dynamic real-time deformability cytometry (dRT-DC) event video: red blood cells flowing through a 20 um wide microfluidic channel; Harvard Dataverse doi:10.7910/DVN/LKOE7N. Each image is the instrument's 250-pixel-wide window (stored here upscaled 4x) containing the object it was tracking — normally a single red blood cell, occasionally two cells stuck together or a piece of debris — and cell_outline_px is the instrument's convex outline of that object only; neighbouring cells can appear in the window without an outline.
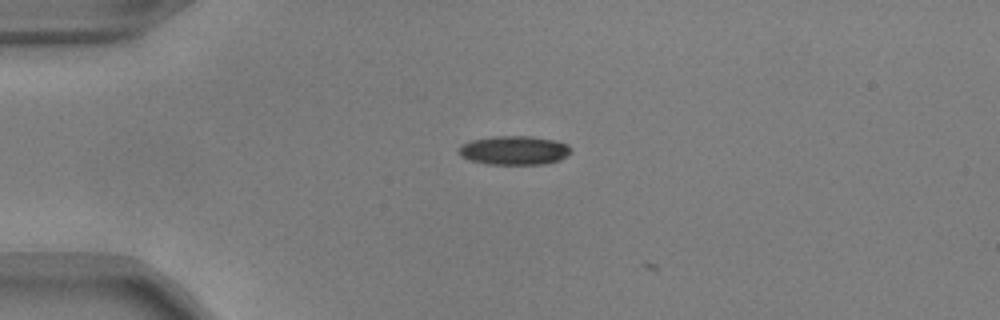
{"species": "common noctule bat (a hibernating species)", "species_latin": "Nyctalus noctula", "temperature_condition": "warm", "stored_images_in_passage": 6, "camera_frame_rate_fps": 3000, "um_per_image_px": 0.085, "animal": {"sex": "male", "body_mass_g": 17.9, "forearm_length_mm": 54.2}, "frame": {"image": 1, "passage_image": 3, "time_ms": 0.667, "image_size_px": [1000, 320], "cell_outline_px": [[572, 152], [560, 160], [544, 164], [488, 164], [472, 160], [460, 156], [456, 152], [460, 144], [472, 140], [492, 136], [532, 136], [556, 140], [568, 144], [572, 148]], "centroid_in_image_um": [43.71, 12.77], "position_along_channel_um": 41.3, "area_um2": 19.19}}